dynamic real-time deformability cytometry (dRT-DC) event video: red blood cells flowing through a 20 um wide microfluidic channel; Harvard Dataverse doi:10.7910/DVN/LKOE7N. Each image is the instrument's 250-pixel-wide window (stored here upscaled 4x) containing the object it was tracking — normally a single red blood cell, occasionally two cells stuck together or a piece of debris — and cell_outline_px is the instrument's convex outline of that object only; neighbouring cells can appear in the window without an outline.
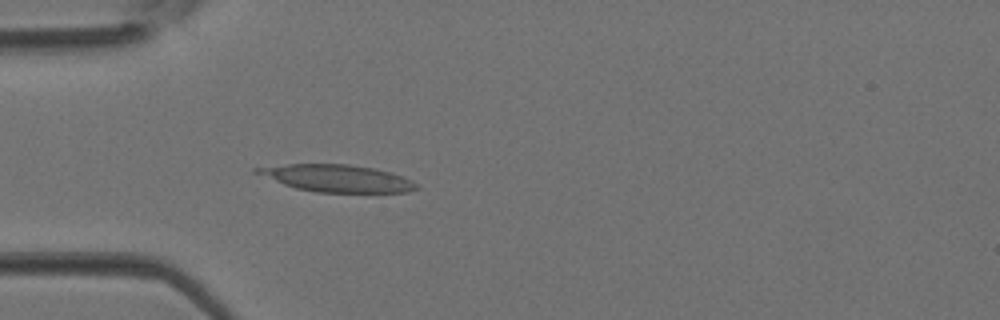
{"species": "Egyptian fruit bat (a non-hibernating species)", "species_latin": "Rousettus aegyptiacus", "temperature_condition": "room temperature", "stored_images_in_passage": 3, "camera_frame_rate_fps": 3000, "um_per_image_px": 0.085, "animal": {"sex": "female"}, "frame": {"image": 1, "passage_image": 3, "time_ms": 0.667, "image_size_px": [1000, 320], "cell_outline_px": [[420, 188], [408, 192], [316, 192], [296, 188], [284, 184], [252, 172], [252, 168], [288, 164], [348, 164], [372, 168], [392, 172], [412, 180], [420, 184]], "centroid_in_image_um": [28.68, 15.15], "position_along_channel_um": 56.3, "area_um2": 25.26}}